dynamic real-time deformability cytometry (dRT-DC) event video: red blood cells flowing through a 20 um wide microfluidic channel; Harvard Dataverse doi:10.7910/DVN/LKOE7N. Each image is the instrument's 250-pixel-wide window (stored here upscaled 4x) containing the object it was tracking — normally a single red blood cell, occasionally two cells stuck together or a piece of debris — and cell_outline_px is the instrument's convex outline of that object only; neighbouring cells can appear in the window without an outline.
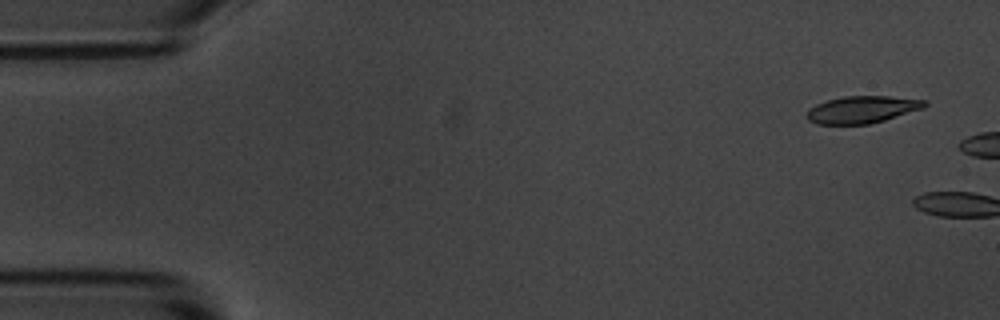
{"species": "common noctule bat (a hibernating species)", "species_latin": "Nyctalus noctula", "temperature_condition": "room temperature", "stored_images_in_passage": 2, "camera_frame_rate_fps": 3000, "um_per_image_px": 0.085, "animal": {"sex": "male", "body_mass_g": 20.1, "forearm_length_mm": 53.5}, "frame": {"image": 1, "passage_image": 1, "time_ms": 0.0, "image_size_px": [1000, 320], "cell_outline_px": [[928, 104], [924, 108], [884, 120], [868, 124], [816, 124], [808, 120], [808, 108], [816, 104], [828, 100], [844, 96], [888, 96], [928, 100]], "centroid_in_image_um": [73.31, 9.3], "position_along_channel_um": 11.7, "area_um2": 18.61}}